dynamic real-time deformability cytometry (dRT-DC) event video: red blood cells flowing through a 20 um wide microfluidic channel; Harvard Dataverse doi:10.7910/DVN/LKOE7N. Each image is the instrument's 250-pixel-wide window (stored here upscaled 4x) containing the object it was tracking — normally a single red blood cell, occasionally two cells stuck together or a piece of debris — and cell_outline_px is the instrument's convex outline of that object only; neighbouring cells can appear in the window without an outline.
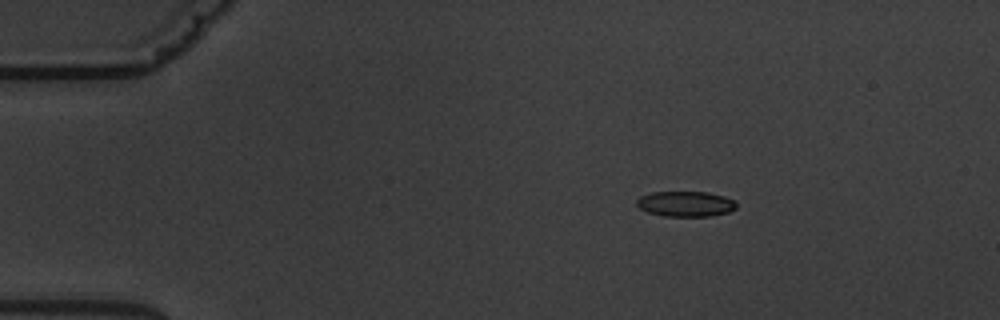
{"species": "common noctule bat (a hibernating species)", "species_latin": "Nyctalus noctula", "temperature_condition": "warm", "stored_images_in_passage": 3, "camera_frame_rate_fps": 3000, "um_per_image_px": 0.085, "animal": {"sex": "male", "body_mass_g": 19.5, "forearm_length_mm": 54.6}, "frame": {"image": 1, "passage_image": 1, "time_ms": 0.0, "image_size_px": [1000, 320], "cell_outline_px": [[736, 208], [728, 212], [712, 216], [664, 216], [648, 212], [640, 208], [636, 204], [636, 200], [640, 196], [652, 192], [708, 192], [724, 196], [736, 200]], "centroid_in_image_um": [58.29, 17.32], "position_along_channel_um": 26.7, "area_um2": 14.8}}